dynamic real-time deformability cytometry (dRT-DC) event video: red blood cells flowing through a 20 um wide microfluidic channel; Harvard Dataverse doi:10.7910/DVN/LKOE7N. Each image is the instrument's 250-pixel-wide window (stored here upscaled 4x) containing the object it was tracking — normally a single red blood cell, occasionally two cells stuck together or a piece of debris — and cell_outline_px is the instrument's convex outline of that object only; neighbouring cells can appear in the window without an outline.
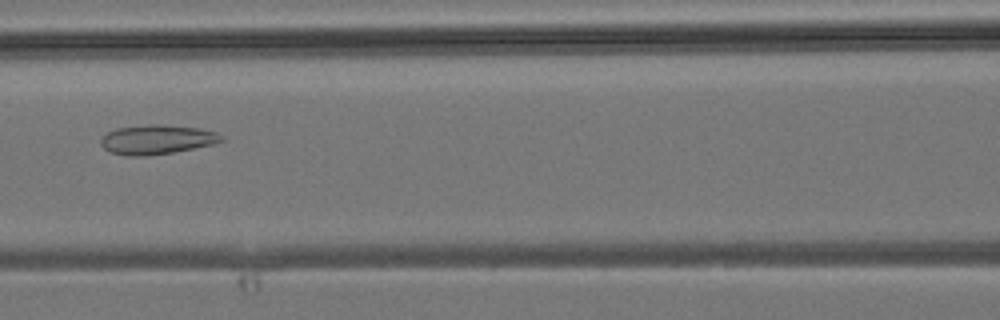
{"species": "common noctule bat (a hibernating species)", "species_latin": "Nyctalus noctula", "temperature_condition": "room temperature", "stored_images_in_passage": 43, "camera_frame_rate_fps": 3000, "um_per_image_px": 0.085, "animal": {"sex": "male", "body_mass_g": 19.2, "forearm_length_mm": 51.8}, "frame": {"image": 1, "passage_image": 19, "time_ms": 6.0, "image_size_px": [1000, 320], "cell_outline_px": [[224, 140], [212, 144], [172, 152], [148, 156], [128, 156], [112, 152], [104, 148], [100, 144], [100, 140], [108, 132], [116, 128], [152, 124], [156, 124], [200, 128], [216, 132], [224, 136]], "centroid_in_image_um": [13.33, 11.86], "position_along_channel_um": 153.3, "area_um2": 20.46}}
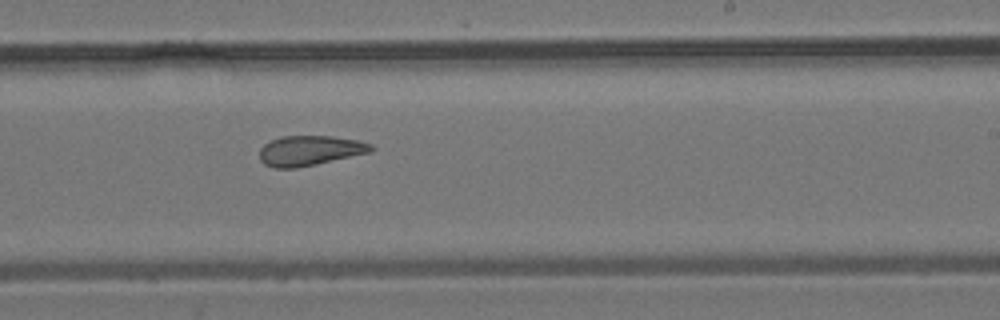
{"frame": {"image": 2, "passage_image": 26, "time_ms": 8.333, "image_size_px": [1000, 320], "cell_outline_px": [[376, 148], [372, 152], [316, 164], [296, 168], [276, 168], [264, 164], [260, 160], [260, 148], [264, 144], [280, 136], [332, 136], [356, 140], [372, 144]], "centroid_in_image_um": [26.35, 12.8], "position_along_channel_um": 262.7, "area_um2": 19.54}}
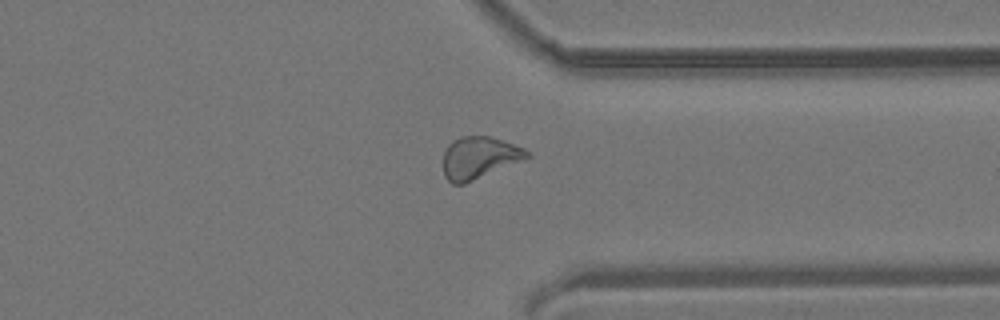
{"frame": {"image": 3, "passage_image": 33, "time_ms": 10.667, "image_size_px": [1000, 320], "cell_outline_px": [[532, 156], [464, 184], [452, 184], [444, 176], [444, 152], [448, 144], [452, 140], [460, 136], [492, 136], [524, 148]], "centroid_in_image_um": [40.71, 13.39], "position_along_channel_um": 370.7, "area_um2": 20.46}}